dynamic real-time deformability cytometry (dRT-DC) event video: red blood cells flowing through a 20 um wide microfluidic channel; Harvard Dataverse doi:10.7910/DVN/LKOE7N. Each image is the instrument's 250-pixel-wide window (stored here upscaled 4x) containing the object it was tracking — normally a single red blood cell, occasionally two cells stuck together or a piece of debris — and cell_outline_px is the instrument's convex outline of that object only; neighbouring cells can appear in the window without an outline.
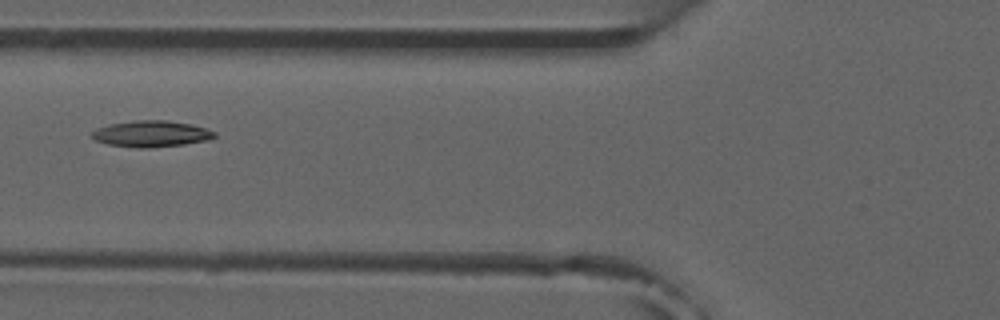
{"species": "common noctule bat (a hibernating species)", "species_latin": "Nyctalus noctula", "temperature_condition": "room temperature", "stored_images_in_passage": 6, "camera_frame_rate_fps": 3000, "um_per_image_px": 0.085, "animal": {"sex": "male", "forearm_length_mm": 52.5}, "frame": {"image": 1, "passage_image": 6, "time_ms": 6.0, "image_size_px": [1000, 320], "cell_outline_px": [[216, 136], [208, 140], [184, 144], [148, 148], [136, 148], [108, 144], [96, 140], [92, 136], [92, 132], [96, 128], [108, 124], [132, 120], [168, 120], [192, 124], [216, 132]], "centroid_in_image_um": [12.85, 11.36], "position_along_channel_um": 112.9, "area_um2": 18.84}}